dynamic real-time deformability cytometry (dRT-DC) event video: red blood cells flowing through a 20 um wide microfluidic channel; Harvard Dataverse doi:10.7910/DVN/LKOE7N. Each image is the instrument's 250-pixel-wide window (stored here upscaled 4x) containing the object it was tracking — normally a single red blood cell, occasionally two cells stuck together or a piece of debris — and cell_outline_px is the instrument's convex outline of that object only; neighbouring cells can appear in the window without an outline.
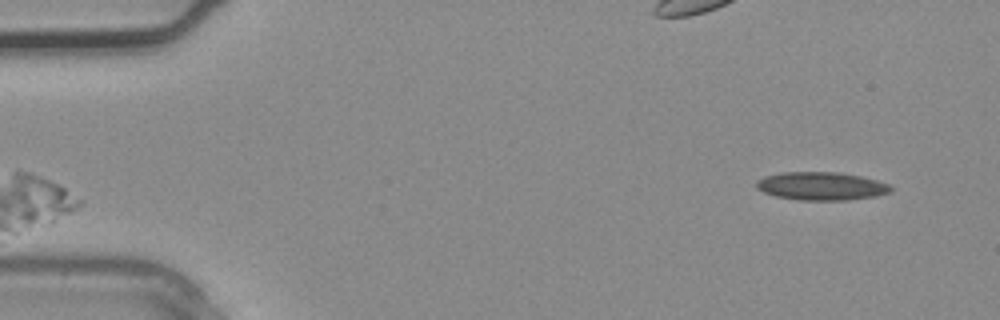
{"species": "common noctule bat (a hibernating species)", "species_latin": "Nyctalus noctula", "temperature_condition": "warm", "stored_images_in_passage": 3, "camera_frame_rate_fps": 3000, "um_per_image_px": 0.085, "animal": {"sex": "male", "body_mass_g": 20.4}, "frame": {"image": 1, "passage_image": 1, "time_ms": 0.0, "image_size_px": [1000, 320], "cell_outline_px": [[892, 192], [876, 196], [848, 200], [800, 200], [776, 196], [764, 192], [756, 188], [756, 180], [764, 176], [780, 172], [840, 172], [860, 176], [876, 180], [888, 184], [892, 188]], "centroid_in_image_um": [69.8, 15.81], "position_along_channel_um": 15.2, "area_um2": 22.14}}
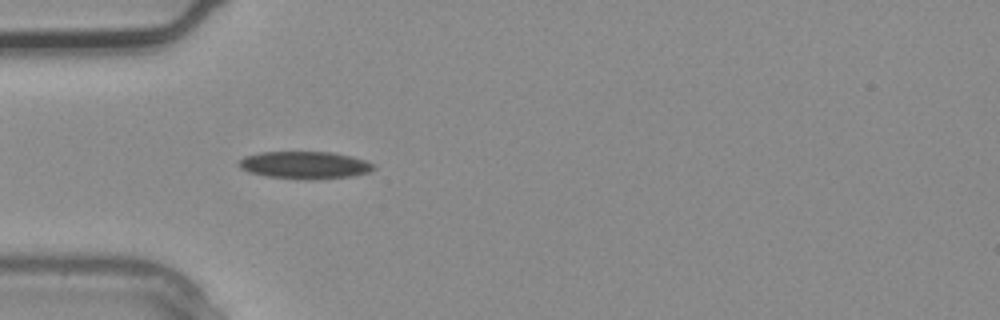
{"frame": {"image": 2, "passage_image": 3, "time_ms": 0.667, "image_size_px": [1000, 320], "cell_outline_px": [[376, 168], [368, 172], [352, 176], [268, 176], [248, 172], [240, 168], [236, 164], [244, 156], [260, 152], [332, 152], [352, 156], [376, 164]], "centroid_in_image_um": [25.88, 13.97], "position_along_channel_um": 59.1, "area_um2": 20.4}}